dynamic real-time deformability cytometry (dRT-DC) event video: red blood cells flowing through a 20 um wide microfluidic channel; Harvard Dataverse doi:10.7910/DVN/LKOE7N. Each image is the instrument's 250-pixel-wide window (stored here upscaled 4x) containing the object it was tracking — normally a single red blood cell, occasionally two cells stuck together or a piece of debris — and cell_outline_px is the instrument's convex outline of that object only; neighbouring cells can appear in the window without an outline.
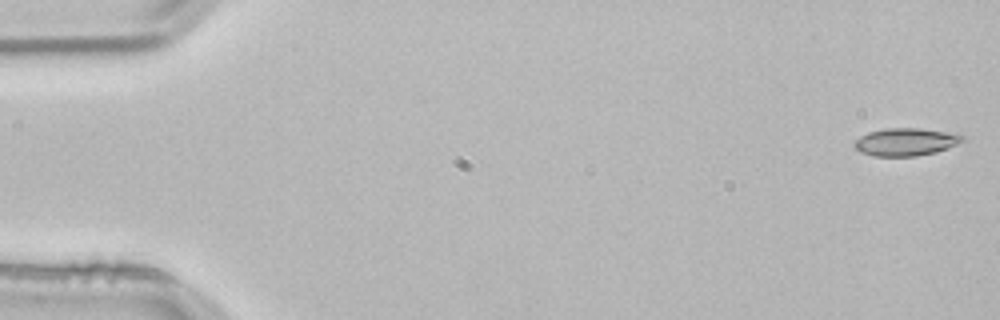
{"species": "common noctule bat (a hibernating species)", "species_latin": "Nyctalus noctula", "temperature_condition": "room temperature", "stored_images_in_passage": 53, "camera_frame_rate_fps": 3000, "um_per_image_px": 0.085, "animal": {"sex": "male", "body_mass_g": 21.5, "forearm_length_mm": 52.0}, "frame": {"image": 1, "passage_image": 1, "time_ms": 0.0, "image_size_px": [1000, 320], "cell_outline_px": [[964, 140], [948, 148], [936, 152], [916, 156], [872, 156], [860, 152], [852, 144], [860, 136], [868, 132], [884, 128], [920, 128], [944, 132], [964, 136]], "centroid_in_image_um": [76.93, 12.07], "position_along_channel_um": 8.1, "area_um2": 17.34}}
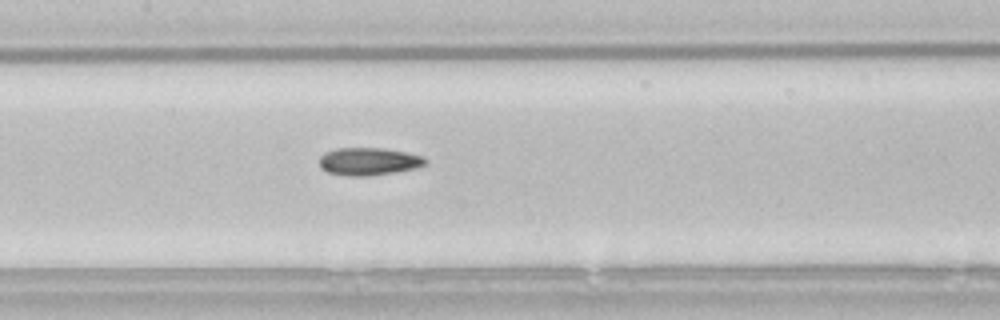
{"frame": {"image": 2, "passage_image": 25, "time_ms": 8.0, "image_size_px": [1000, 320], "cell_outline_px": [[428, 160], [424, 164], [416, 168], [396, 172], [368, 176], [348, 176], [328, 172], [320, 168], [320, 156], [324, 152], [336, 148], [384, 148], [424, 156]], "centroid_in_image_um": [31.33, 13.72], "position_along_channel_um": 176.1, "area_um2": 17.17}}
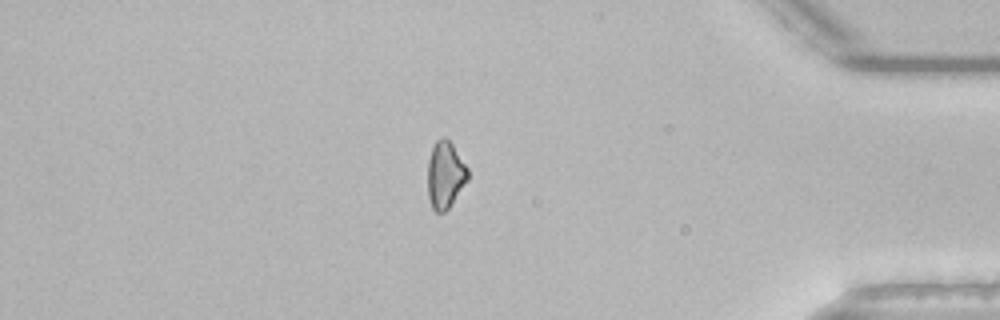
{"frame": {"image": 3, "passage_image": 45, "time_ms": 14.667, "image_size_px": [1000, 320], "cell_outline_px": [[468, 180], [448, 208], [444, 212], [436, 212], [432, 208], [428, 196], [428, 160], [432, 148], [436, 140], [440, 136], [444, 136], [452, 144], [468, 168]], "centroid_in_image_um": [37.84, 14.85], "position_along_channel_um": 397.4, "area_um2": 15.61}, "authors_computed_cell_mechanics": {"area_um2": 16.6464, "velocity_mm_per_s": 3.8531, "shape_relaxation_time_tau1_ms": 8.5466, "shape_relaxation_time_tau2_ms": 11.116, "deformation_change_tau1": 0.1411, "deformation_change_tau2": 0.1928}}